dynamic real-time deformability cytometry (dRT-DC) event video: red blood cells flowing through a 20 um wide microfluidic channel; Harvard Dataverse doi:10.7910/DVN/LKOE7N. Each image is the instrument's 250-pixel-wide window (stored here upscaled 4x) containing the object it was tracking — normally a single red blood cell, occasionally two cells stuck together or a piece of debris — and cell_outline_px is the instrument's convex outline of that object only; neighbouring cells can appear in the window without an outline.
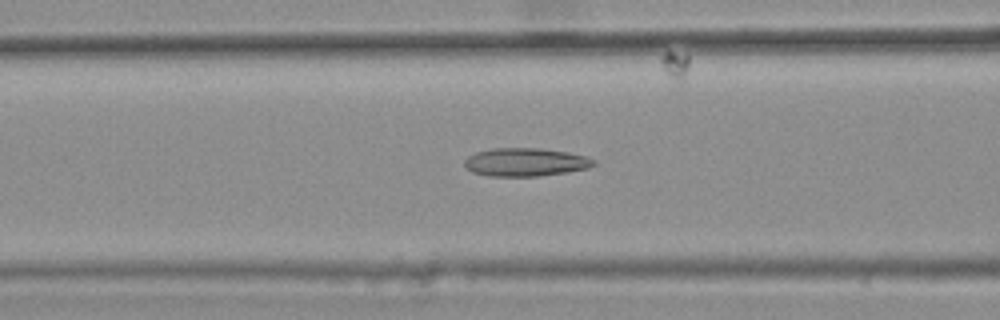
{"species": "common noctule bat (a hibernating species)", "species_latin": "Nyctalus noctula", "temperature_condition": "warm", "stored_images_in_passage": 47, "camera_frame_rate_fps": 3000, "um_per_image_px": 0.085, "animal": {"sex": "female", "body_mass_g": 25.1}, "frame": {"image": 1, "passage_image": 22, "time_ms": 7.0, "image_size_px": [1000, 320], "cell_outline_px": [[596, 164], [588, 168], [568, 172], [540, 176], [488, 176], [472, 172], [464, 164], [464, 160], [468, 156], [476, 152], [492, 148], [540, 148], [568, 152], [584, 156], [592, 160]], "centroid_in_image_um": [44.64, 13.78], "position_along_channel_um": 122.0, "area_um2": 21.21}}
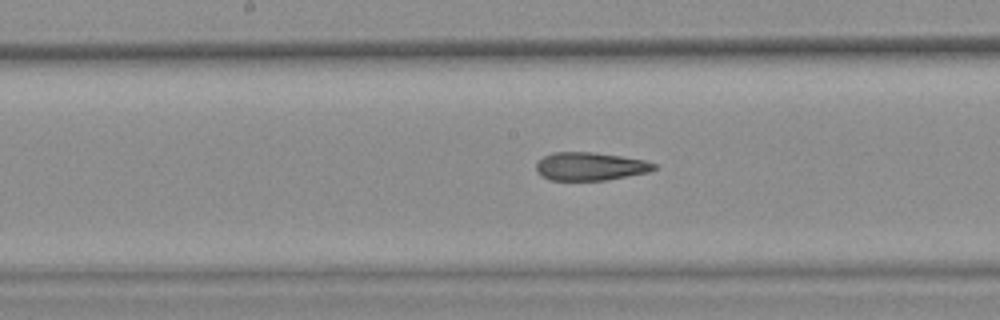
{"frame": {"image": 2, "passage_image": 28, "time_ms": 9.0, "image_size_px": [1000, 320], "cell_outline_px": [[656, 168], [648, 172], [604, 180], [552, 180], [540, 176], [536, 168], [536, 164], [544, 156], [552, 152], [592, 152], [620, 156], [644, 160], [656, 164]], "centroid_in_image_um": [50.14, 14.14], "position_along_channel_um": 198.1, "area_um2": 19.13}}
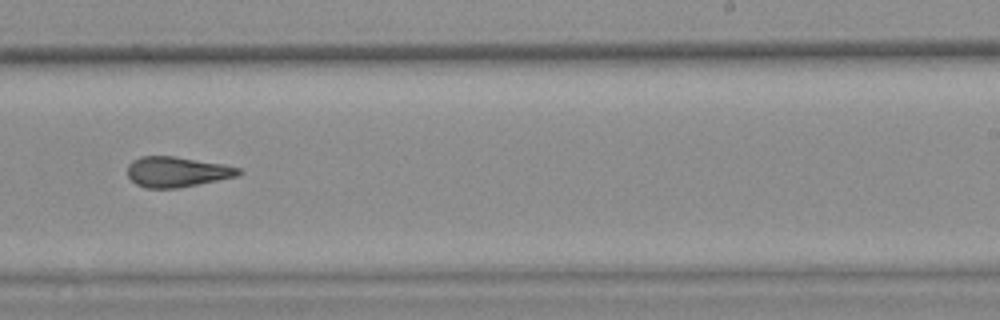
{"frame": {"image": 3, "passage_image": 34, "time_ms": 11.0, "image_size_px": [1000, 320], "cell_outline_px": [[244, 172], [236, 176], [176, 188], [144, 188], [136, 184], [128, 176], [128, 164], [132, 160], [140, 156], [176, 156], [224, 164], [240, 168]], "centroid_in_image_um": [15.02, 14.59], "position_along_channel_um": 274.0, "area_um2": 19.59}, "authors_computed_cell_mechanics": {"area_um2": 20.6346, "velocity_mm_per_s": 3.8046, "shape_relaxation_time_tau1_ms": null, "shape_relaxation_time_tau2_ms": 3.4778, "deformation_change_tau1": null, "deformation_change_tau2": 0.1498}}